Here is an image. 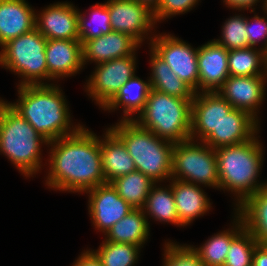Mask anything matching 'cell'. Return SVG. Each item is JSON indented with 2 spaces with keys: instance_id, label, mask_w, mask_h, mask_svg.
<instances>
[{
  "instance_id": "obj_21",
  "label": "cell",
  "mask_w": 267,
  "mask_h": 266,
  "mask_svg": "<svg viewBox=\"0 0 267 266\" xmlns=\"http://www.w3.org/2000/svg\"><path fill=\"white\" fill-rule=\"evenodd\" d=\"M171 181L179 222L183 226L190 224L194 218L204 215L210 209L211 203L200 186L176 179Z\"/></svg>"
},
{
  "instance_id": "obj_2",
  "label": "cell",
  "mask_w": 267,
  "mask_h": 266,
  "mask_svg": "<svg viewBox=\"0 0 267 266\" xmlns=\"http://www.w3.org/2000/svg\"><path fill=\"white\" fill-rule=\"evenodd\" d=\"M19 101L9 103L48 142L74 134L65 96L53 84L24 85L18 87ZM69 131V132H68Z\"/></svg>"
},
{
  "instance_id": "obj_5",
  "label": "cell",
  "mask_w": 267,
  "mask_h": 266,
  "mask_svg": "<svg viewBox=\"0 0 267 266\" xmlns=\"http://www.w3.org/2000/svg\"><path fill=\"white\" fill-rule=\"evenodd\" d=\"M43 138L9 103L0 99V152L26 177L41 168Z\"/></svg>"
},
{
  "instance_id": "obj_32",
  "label": "cell",
  "mask_w": 267,
  "mask_h": 266,
  "mask_svg": "<svg viewBox=\"0 0 267 266\" xmlns=\"http://www.w3.org/2000/svg\"><path fill=\"white\" fill-rule=\"evenodd\" d=\"M91 24L97 25V27H91L86 22V15L79 12L78 15V26H79V40L83 44L86 40L97 38L102 34H107L112 31L110 25V14L106 3L96 4L92 7Z\"/></svg>"
},
{
  "instance_id": "obj_7",
  "label": "cell",
  "mask_w": 267,
  "mask_h": 266,
  "mask_svg": "<svg viewBox=\"0 0 267 266\" xmlns=\"http://www.w3.org/2000/svg\"><path fill=\"white\" fill-rule=\"evenodd\" d=\"M46 44L47 39L34 28L2 46L0 65L21 76L19 86L45 84L42 80L48 79Z\"/></svg>"
},
{
  "instance_id": "obj_38",
  "label": "cell",
  "mask_w": 267,
  "mask_h": 266,
  "mask_svg": "<svg viewBox=\"0 0 267 266\" xmlns=\"http://www.w3.org/2000/svg\"><path fill=\"white\" fill-rule=\"evenodd\" d=\"M252 266H267V244L258 243L254 249Z\"/></svg>"
},
{
  "instance_id": "obj_26",
  "label": "cell",
  "mask_w": 267,
  "mask_h": 266,
  "mask_svg": "<svg viewBox=\"0 0 267 266\" xmlns=\"http://www.w3.org/2000/svg\"><path fill=\"white\" fill-rule=\"evenodd\" d=\"M236 210L252 236L259 243L267 244V195L260 190Z\"/></svg>"
},
{
  "instance_id": "obj_17",
  "label": "cell",
  "mask_w": 267,
  "mask_h": 266,
  "mask_svg": "<svg viewBox=\"0 0 267 266\" xmlns=\"http://www.w3.org/2000/svg\"><path fill=\"white\" fill-rule=\"evenodd\" d=\"M258 128V121L254 117L233 108L203 142L213 149L240 144L254 138Z\"/></svg>"
},
{
  "instance_id": "obj_4",
  "label": "cell",
  "mask_w": 267,
  "mask_h": 266,
  "mask_svg": "<svg viewBox=\"0 0 267 266\" xmlns=\"http://www.w3.org/2000/svg\"><path fill=\"white\" fill-rule=\"evenodd\" d=\"M109 129L124 143L136 171L154 183L167 178L171 180L173 142L140 127L134 120H121Z\"/></svg>"
},
{
  "instance_id": "obj_3",
  "label": "cell",
  "mask_w": 267,
  "mask_h": 266,
  "mask_svg": "<svg viewBox=\"0 0 267 266\" xmlns=\"http://www.w3.org/2000/svg\"><path fill=\"white\" fill-rule=\"evenodd\" d=\"M262 145L257 137L249 141L215 149L219 188L235 192L237 208L259 192L263 184L257 183L263 162Z\"/></svg>"
},
{
  "instance_id": "obj_16",
  "label": "cell",
  "mask_w": 267,
  "mask_h": 266,
  "mask_svg": "<svg viewBox=\"0 0 267 266\" xmlns=\"http://www.w3.org/2000/svg\"><path fill=\"white\" fill-rule=\"evenodd\" d=\"M228 53L229 51L215 40L198 48L199 90L216 92L223 85L230 76Z\"/></svg>"
},
{
  "instance_id": "obj_20",
  "label": "cell",
  "mask_w": 267,
  "mask_h": 266,
  "mask_svg": "<svg viewBox=\"0 0 267 266\" xmlns=\"http://www.w3.org/2000/svg\"><path fill=\"white\" fill-rule=\"evenodd\" d=\"M36 14L25 0H0V46L35 28Z\"/></svg>"
},
{
  "instance_id": "obj_23",
  "label": "cell",
  "mask_w": 267,
  "mask_h": 266,
  "mask_svg": "<svg viewBox=\"0 0 267 266\" xmlns=\"http://www.w3.org/2000/svg\"><path fill=\"white\" fill-rule=\"evenodd\" d=\"M142 209H132L107 232L106 241L130 243L141 247L148 239L149 223Z\"/></svg>"
},
{
  "instance_id": "obj_40",
  "label": "cell",
  "mask_w": 267,
  "mask_h": 266,
  "mask_svg": "<svg viewBox=\"0 0 267 266\" xmlns=\"http://www.w3.org/2000/svg\"><path fill=\"white\" fill-rule=\"evenodd\" d=\"M224 2L229 7L241 11V9L252 8V6L255 5L256 2H259V0H224Z\"/></svg>"
},
{
  "instance_id": "obj_34",
  "label": "cell",
  "mask_w": 267,
  "mask_h": 266,
  "mask_svg": "<svg viewBox=\"0 0 267 266\" xmlns=\"http://www.w3.org/2000/svg\"><path fill=\"white\" fill-rule=\"evenodd\" d=\"M222 39L215 40L219 45L224 46L228 51L249 47L246 35L247 19L241 15L228 19L222 28Z\"/></svg>"
},
{
  "instance_id": "obj_14",
  "label": "cell",
  "mask_w": 267,
  "mask_h": 266,
  "mask_svg": "<svg viewBox=\"0 0 267 266\" xmlns=\"http://www.w3.org/2000/svg\"><path fill=\"white\" fill-rule=\"evenodd\" d=\"M266 80L265 76H229L217 92L233 108L249 113L258 121L256 110L265 99Z\"/></svg>"
},
{
  "instance_id": "obj_22",
  "label": "cell",
  "mask_w": 267,
  "mask_h": 266,
  "mask_svg": "<svg viewBox=\"0 0 267 266\" xmlns=\"http://www.w3.org/2000/svg\"><path fill=\"white\" fill-rule=\"evenodd\" d=\"M101 139V158L106 183L119 176L136 171L133 158L128 153L124 143L110 130Z\"/></svg>"
},
{
  "instance_id": "obj_6",
  "label": "cell",
  "mask_w": 267,
  "mask_h": 266,
  "mask_svg": "<svg viewBox=\"0 0 267 266\" xmlns=\"http://www.w3.org/2000/svg\"><path fill=\"white\" fill-rule=\"evenodd\" d=\"M191 114L192 99L150 89L144 109L133 120L156 136L178 143L191 139Z\"/></svg>"
},
{
  "instance_id": "obj_27",
  "label": "cell",
  "mask_w": 267,
  "mask_h": 266,
  "mask_svg": "<svg viewBox=\"0 0 267 266\" xmlns=\"http://www.w3.org/2000/svg\"><path fill=\"white\" fill-rule=\"evenodd\" d=\"M110 183L134 209L143 208L151 188L156 184L139 171L119 176Z\"/></svg>"
},
{
  "instance_id": "obj_35",
  "label": "cell",
  "mask_w": 267,
  "mask_h": 266,
  "mask_svg": "<svg viewBox=\"0 0 267 266\" xmlns=\"http://www.w3.org/2000/svg\"><path fill=\"white\" fill-rule=\"evenodd\" d=\"M164 266H206L193 246L165 243Z\"/></svg>"
},
{
  "instance_id": "obj_44",
  "label": "cell",
  "mask_w": 267,
  "mask_h": 266,
  "mask_svg": "<svg viewBox=\"0 0 267 266\" xmlns=\"http://www.w3.org/2000/svg\"><path fill=\"white\" fill-rule=\"evenodd\" d=\"M266 70H267V52H266Z\"/></svg>"
},
{
  "instance_id": "obj_9",
  "label": "cell",
  "mask_w": 267,
  "mask_h": 266,
  "mask_svg": "<svg viewBox=\"0 0 267 266\" xmlns=\"http://www.w3.org/2000/svg\"><path fill=\"white\" fill-rule=\"evenodd\" d=\"M151 48L170 69L196 93L199 89L198 48L194 49L173 35L151 37Z\"/></svg>"
},
{
  "instance_id": "obj_29",
  "label": "cell",
  "mask_w": 267,
  "mask_h": 266,
  "mask_svg": "<svg viewBox=\"0 0 267 266\" xmlns=\"http://www.w3.org/2000/svg\"><path fill=\"white\" fill-rule=\"evenodd\" d=\"M260 65L264 66V71L260 70ZM228 69L230 76L267 77L266 53L253 47L229 50Z\"/></svg>"
},
{
  "instance_id": "obj_39",
  "label": "cell",
  "mask_w": 267,
  "mask_h": 266,
  "mask_svg": "<svg viewBox=\"0 0 267 266\" xmlns=\"http://www.w3.org/2000/svg\"><path fill=\"white\" fill-rule=\"evenodd\" d=\"M81 254L82 255L78 257L73 266H103L92 250L84 251Z\"/></svg>"
},
{
  "instance_id": "obj_19",
  "label": "cell",
  "mask_w": 267,
  "mask_h": 266,
  "mask_svg": "<svg viewBox=\"0 0 267 266\" xmlns=\"http://www.w3.org/2000/svg\"><path fill=\"white\" fill-rule=\"evenodd\" d=\"M140 44L131 36L111 31L82 44L83 64L95 61L96 64L133 55Z\"/></svg>"
},
{
  "instance_id": "obj_1",
  "label": "cell",
  "mask_w": 267,
  "mask_h": 266,
  "mask_svg": "<svg viewBox=\"0 0 267 266\" xmlns=\"http://www.w3.org/2000/svg\"><path fill=\"white\" fill-rule=\"evenodd\" d=\"M50 172L46 184L61 191L86 192L105 184L101 140L81 126L74 134L49 142Z\"/></svg>"
},
{
  "instance_id": "obj_33",
  "label": "cell",
  "mask_w": 267,
  "mask_h": 266,
  "mask_svg": "<svg viewBox=\"0 0 267 266\" xmlns=\"http://www.w3.org/2000/svg\"><path fill=\"white\" fill-rule=\"evenodd\" d=\"M259 242L244 228L232 241L224 266H252V257Z\"/></svg>"
},
{
  "instance_id": "obj_43",
  "label": "cell",
  "mask_w": 267,
  "mask_h": 266,
  "mask_svg": "<svg viewBox=\"0 0 267 266\" xmlns=\"http://www.w3.org/2000/svg\"><path fill=\"white\" fill-rule=\"evenodd\" d=\"M263 10L267 13V0H264Z\"/></svg>"
},
{
  "instance_id": "obj_25",
  "label": "cell",
  "mask_w": 267,
  "mask_h": 266,
  "mask_svg": "<svg viewBox=\"0 0 267 266\" xmlns=\"http://www.w3.org/2000/svg\"><path fill=\"white\" fill-rule=\"evenodd\" d=\"M151 89L150 82H144L136 75L131 77L123 84L114 98L104 107L105 110L116 109L123 106V120H133L130 114H138L144 109L149 91ZM129 115V116H128ZM129 117V118H128Z\"/></svg>"
},
{
  "instance_id": "obj_15",
  "label": "cell",
  "mask_w": 267,
  "mask_h": 266,
  "mask_svg": "<svg viewBox=\"0 0 267 266\" xmlns=\"http://www.w3.org/2000/svg\"><path fill=\"white\" fill-rule=\"evenodd\" d=\"M40 14L36 15L35 28L46 39H79V11L73 4L56 3Z\"/></svg>"
},
{
  "instance_id": "obj_18",
  "label": "cell",
  "mask_w": 267,
  "mask_h": 266,
  "mask_svg": "<svg viewBox=\"0 0 267 266\" xmlns=\"http://www.w3.org/2000/svg\"><path fill=\"white\" fill-rule=\"evenodd\" d=\"M45 56L48 80L71 76L84 66L79 39H47Z\"/></svg>"
},
{
  "instance_id": "obj_10",
  "label": "cell",
  "mask_w": 267,
  "mask_h": 266,
  "mask_svg": "<svg viewBox=\"0 0 267 266\" xmlns=\"http://www.w3.org/2000/svg\"><path fill=\"white\" fill-rule=\"evenodd\" d=\"M87 83L89 95L104 108L125 82L135 75V53L97 64Z\"/></svg>"
},
{
  "instance_id": "obj_11",
  "label": "cell",
  "mask_w": 267,
  "mask_h": 266,
  "mask_svg": "<svg viewBox=\"0 0 267 266\" xmlns=\"http://www.w3.org/2000/svg\"><path fill=\"white\" fill-rule=\"evenodd\" d=\"M106 5L112 31L125 33L139 44L156 24L154 11L134 0H108Z\"/></svg>"
},
{
  "instance_id": "obj_8",
  "label": "cell",
  "mask_w": 267,
  "mask_h": 266,
  "mask_svg": "<svg viewBox=\"0 0 267 266\" xmlns=\"http://www.w3.org/2000/svg\"><path fill=\"white\" fill-rule=\"evenodd\" d=\"M194 139L174 143L172 151L171 179L190 184L201 183L219 189V177L215 149Z\"/></svg>"
},
{
  "instance_id": "obj_42",
  "label": "cell",
  "mask_w": 267,
  "mask_h": 266,
  "mask_svg": "<svg viewBox=\"0 0 267 266\" xmlns=\"http://www.w3.org/2000/svg\"><path fill=\"white\" fill-rule=\"evenodd\" d=\"M261 190L267 195V183L263 184V187Z\"/></svg>"
},
{
  "instance_id": "obj_12",
  "label": "cell",
  "mask_w": 267,
  "mask_h": 266,
  "mask_svg": "<svg viewBox=\"0 0 267 266\" xmlns=\"http://www.w3.org/2000/svg\"><path fill=\"white\" fill-rule=\"evenodd\" d=\"M89 193V213L91 220L100 231L106 232L119 220L125 217L132 209L111 183H105L94 187Z\"/></svg>"
},
{
  "instance_id": "obj_36",
  "label": "cell",
  "mask_w": 267,
  "mask_h": 266,
  "mask_svg": "<svg viewBox=\"0 0 267 266\" xmlns=\"http://www.w3.org/2000/svg\"><path fill=\"white\" fill-rule=\"evenodd\" d=\"M199 0H160L159 5L154 11V18L157 23L159 20L166 19L170 16L186 13Z\"/></svg>"
},
{
  "instance_id": "obj_37",
  "label": "cell",
  "mask_w": 267,
  "mask_h": 266,
  "mask_svg": "<svg viewBox=\"0 0 267 266\" xmlns=\"http://www.w3.org/2000/svg\"><path fill=\"white\" fill-rule=\"evenodd\" d=\"M253 19H250L252 21L251 22L247 18V31L245 33L247 35L249 47L256 46L257 43H259L260 39H264L265 41L264 47L261 49L266 53L267 52V20L265 19V17H259L258 15H255Z\"/></svg>"
},
{
  "instance_id": "obj_13",
  "label": "cell",
  "mask_w": 267,
  "mask_h": 266,
  "mask_svg": "<svg viewBox=\"0 0 267 266\" xmlns=\"http://www.w3.org/2000/svg\"><path fill=\"white\" fill-rule=\"evenodd\" d=\"M232 109L233 106L217 91L195 93L192 99L191 139L198 134L197 137L203 142Z\"/></svg>"
},
{
  "instance_id": "obj_41",
  "label": "cell",
  "mask_w": 267,
  "mask_h": 266,
  "mask_svg": "<svg viewBox=\"0 0 267 266\" xmlns=\"http://www.w3.org/2000/svg\"><path fill=\"white\" fill-rule=\"evenodd\" d=\"M139 2L140 4H144L149 7L152 11H155L157 6L159 5L160 0H134Z\"/></svg>"
},
{
  "instance_id": "obj_24",
  "label": "cell",
  "mask_w": 267,
  "mask_h": 266,
  "mask_svg": "<svg viewBox=\"0 0 267 266\" xmlns=\"http://www.w3.org/2000/svg\"><path fill=\"white\" fill-rule=\"evenodd\" d=\"M150 51L152 76L148 81L151 89L171 96L193 99L196 92L182 81L152 49Z\"/></svg>"
},
{
  "instance_id": "obj_30",
  "label": "cell",
  "mask_w": 267,
  "mask_h": 266,
  "mask_svg": "<svg viewBox=\"0 0 267 266\" xmlns=\"http://www.w3.org/2000/svg\"><path fill=\"white\" fill-rule=\"evenodd\" d=\"M153 186L147 196V200L142 208L144 214L151 215L156 221L171 222L183 226L179 222L175 199L172 193V186L167 188H156Z\"/></svg>"
},
{
  "instance_id": "obj_28",
  "label": "cell",
  "mask_w": 267,
  "mask_h": 266,
  "mask_svg": "<svg viewBox=\"0 0 267 266\" xmlns=\"http://www.w3.org/2000/svg\"><path fill=\"white\" fill-rule=\"evenodd\" d=\"M235 229L226 230L212 236L204 245L195 248L206 266H224L231 241L245 228L242 218L237 214Z\"/></svg>"
},
{
  "instance_id": "obj_31",
  "label": "cell",
  "mask_w": 267,
  "mask_h": 266,
  "mask_svg": "<svg viewBox=\"0 0 267 266\" xmlns=\"http://www.w3.org/2000/svg\"><path fill=\"white\" fill-rule=\"evenodd\" d=\"M140 247L130 243L103 241L96 252H92L103 266H133L138 259Z\"/></svg>"
}]
</instances>
